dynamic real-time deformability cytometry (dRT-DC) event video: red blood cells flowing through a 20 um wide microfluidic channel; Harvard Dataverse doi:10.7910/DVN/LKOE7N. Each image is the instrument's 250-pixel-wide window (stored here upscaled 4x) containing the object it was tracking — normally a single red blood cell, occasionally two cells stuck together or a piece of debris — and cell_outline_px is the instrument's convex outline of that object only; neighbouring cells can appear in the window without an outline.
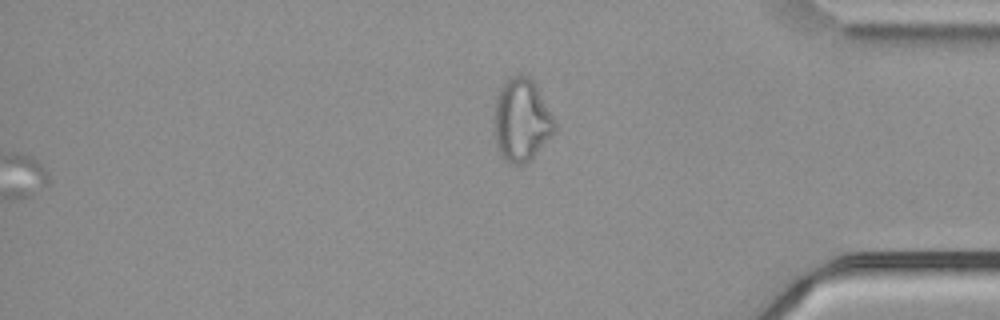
{"species": "common noctule bat (a hibernating species)", "species_latin": "Nyctalus noctula", "temperature_condition": "cold", "stored_images_in_passage": 47, "segment_of_instrument_passage": [2, 2], "camera_frame_rate_fps": 3000, "um_per_image_px": 0.085, "animal": {"sex": "male", "body_mass_g": 21.5, "forearm_length_mm": 52.0}, "frame": {"image": 1, "passage_image": 47, "time_ms": 15.333, "image_size_px": [1000, 320], "cell_outline_px": [[556, 132], [524, 164], [512, 164], [500, 156], [496, 144], [492, 124], [492, 116], [496, 96], [500, 88], [512, 76], [520, 72], [528, 76], [532, 80], [556, 120]], "centroid_in_image_um": [44.3, 10.2], "position_along_channel_um": 390.9, "area_um2": 29.54}}